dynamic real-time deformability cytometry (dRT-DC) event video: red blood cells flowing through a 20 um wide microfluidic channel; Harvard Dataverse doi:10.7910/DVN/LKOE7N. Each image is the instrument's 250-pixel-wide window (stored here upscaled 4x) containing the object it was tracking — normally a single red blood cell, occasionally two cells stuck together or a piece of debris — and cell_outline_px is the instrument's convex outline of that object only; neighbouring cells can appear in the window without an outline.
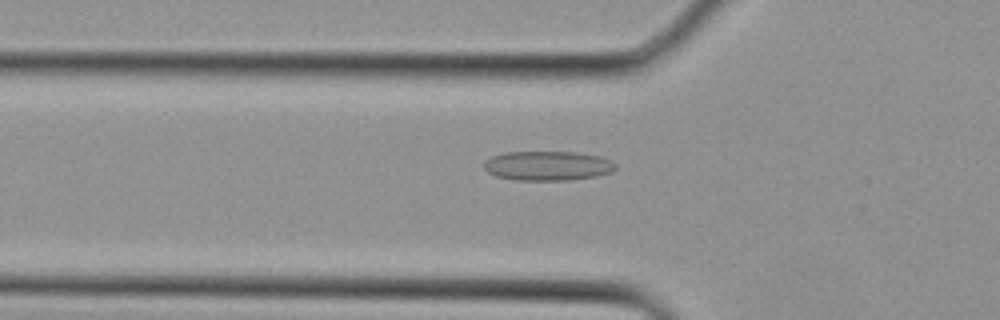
{"species": "Egyptian fruit bat (a non-hibernating species)", "species_latin": "Rousettus aegyptiacus", "temperature_condition": "cold", "stored_images_in_passage": 4, "camera_frame_rate_fps": 3000, "um_per_image_px": 0.085, "animal": {"sex": "female"}, "frame": {"image": 1, "passage_image": 4, "time_ms": 1.0, "image_size_px": [1000, 320], "cell_outline_px": [[616, 168], [612, 172], [596, 176], [568, 180], [516, 180], [496, 176], [488, 172], [484, 168], [484, 160], [492, 156], [504, 152], [576, 152], [600, 156], [616, 164]], "centroid_in_image_um": [46.53, 14.09], "position_along_channel_um": 79.3, "area_um2": 22.6}}